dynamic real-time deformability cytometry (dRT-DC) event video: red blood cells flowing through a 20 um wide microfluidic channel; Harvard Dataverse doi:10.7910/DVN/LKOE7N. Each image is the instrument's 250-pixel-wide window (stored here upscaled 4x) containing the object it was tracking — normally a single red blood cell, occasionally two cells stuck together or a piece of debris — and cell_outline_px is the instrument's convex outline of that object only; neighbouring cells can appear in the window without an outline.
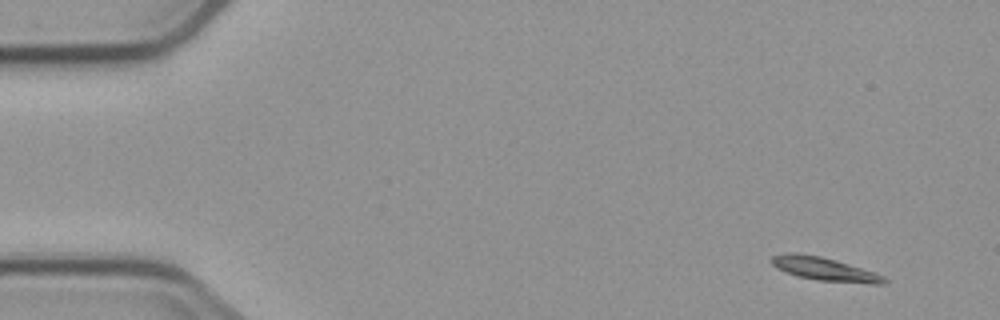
{"species": "common noctule bat (a hibernating species)", "species_latin": "Nyctalus noctula", "temperature_condition": "cold", "stored_images_in_passage": 10, "camera_frame_rate_fps": 3000, "um_per_image_px": 0.085, "animal": {"sex": "male", "body_mass_g": 23.1, "forearm_length_mm": 52.7}, "frame": {"image": 1, "passage_image": 1, "time_ms": 0.0, "image_size_px": [1000, 320], "cell_outline_px": [[888, 280], [884, 284], [872, 284], [816, 280], [796, 276], [776, 268], [768, 260], [772, 256], [784, 252], [796, 252], [820, 256], [836, 260], [884, 276]], "centroid_in_image_um": [70.0, 22.86], "position_along_channel_um": 15.0, "area_um2": 15.43}}
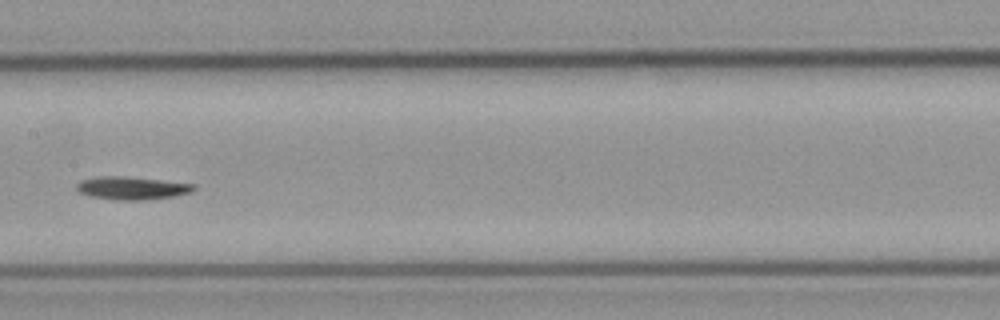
{"frame": {"image": 2, "passage_image": 7, "time_ms": 8.0, "image_size_px": [1000, 320], "cell_outline_px": [[196, 188], [192, 192], [172, 196], [140, 200], [112, 200], [92, 196], [80, 192], [76, 188], [76, 184], [80, 180], [96, 176], [124, 176], [196, 184]], "centroid_in_image_um": [11.19, 15.97], "position_along_channel_um": 196.2, "area_um2": 15.61}}
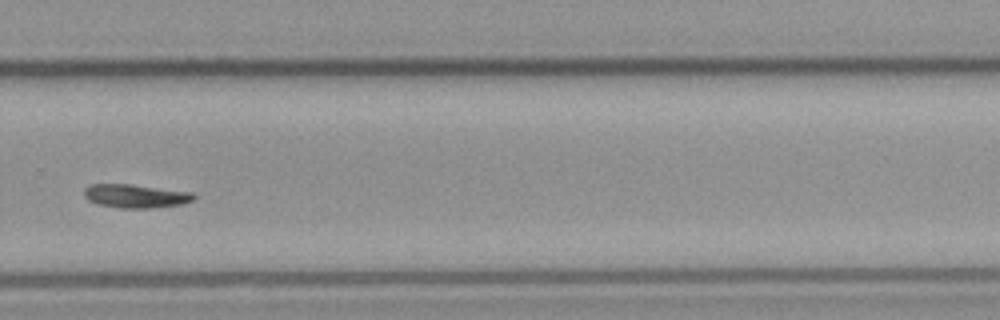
{"frame": {"image": 3, "passage_image": 10, "time_ms": 11.333, "image_size_px": [1000, 320], "cell_outline_px": [[196, 196], [192, 200], [184, 204], [152, 208], [120, 208], [96, 204], [88, 200], [84, 196], [84, 188], [88, 184], [128, 184], [192, 192]], "centroid_in_image_um": [11.5, 16.67], "position_along_channel_um": 318.3, "area_um2": 15.14}}